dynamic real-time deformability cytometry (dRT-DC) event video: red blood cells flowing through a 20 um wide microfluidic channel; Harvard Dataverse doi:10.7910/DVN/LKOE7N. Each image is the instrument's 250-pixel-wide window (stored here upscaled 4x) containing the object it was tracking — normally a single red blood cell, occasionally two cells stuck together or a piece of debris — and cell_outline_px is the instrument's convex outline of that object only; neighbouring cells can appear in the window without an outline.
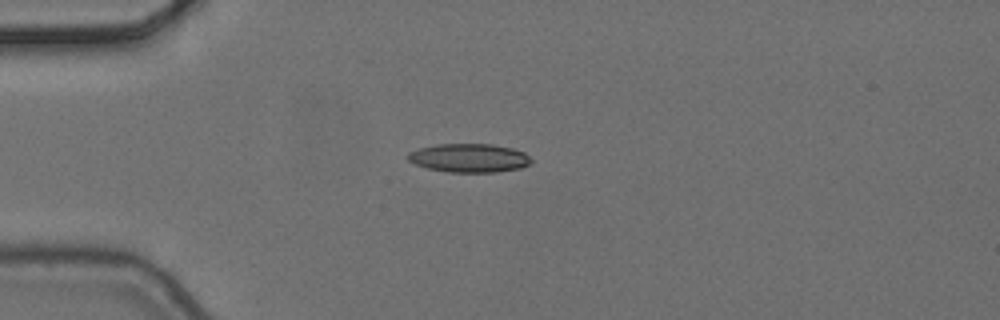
{"species": "common noctule bat (a hibernating species)", "species_latin": "Nyctalus noctula", "temperature_condition": "cold", "stored_images_in_passage": 7, "camera_frame_rate_fps": 3000, "um_per_image_px": 0.085, "animal": {"sex": "female", "body_mass_g": 24.6, "forearm_length_mm": 56.2}, "frame": {"image": 1, "passage_image": 3, "time_ms": 0.667, "image_size_px": [1000, 320], "cell_outline_px": [[532, 160], [528, 164], [520, 168], [496, 172], [448, 172], [428, 168], [416, 164], [408, 160], [408, 152], [420, 148], [436, 144], [492, 144], [512, 148], [524, 152]], "centroid_in_image_um": [39.88, 13.42], "position_along_channel_um": 45.1, "area_um2": 20.46}}
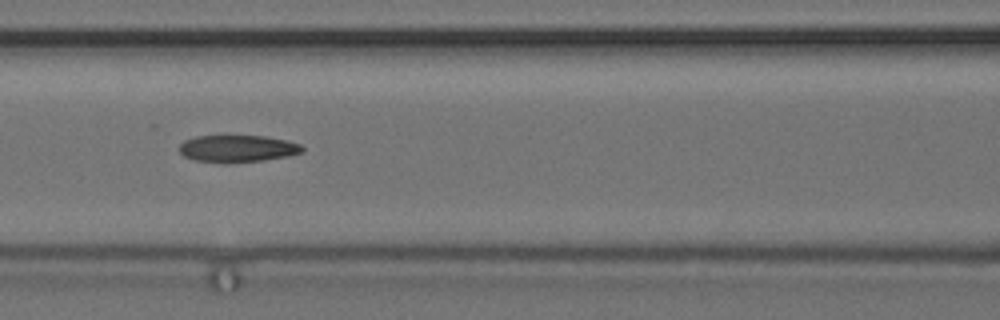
{"frame": {"image": 2, "passage_image": 6, "time_ms": 1.667, "image_size_px": [1000, 320], "cell_outline_px": [[304, 152], [288, 156], [264, 160], [228, 164], [224, 164], [196, 160], [184, 156], [180, 152], [180, 144], [184, 140], [196, 136], [264, 136], [288, 140], [300, 144], [304, 148]], "centroid_in_image_um": [20.21, 12.64], "position_along_channel_um": 146.4, "area_um2": 19.65}}
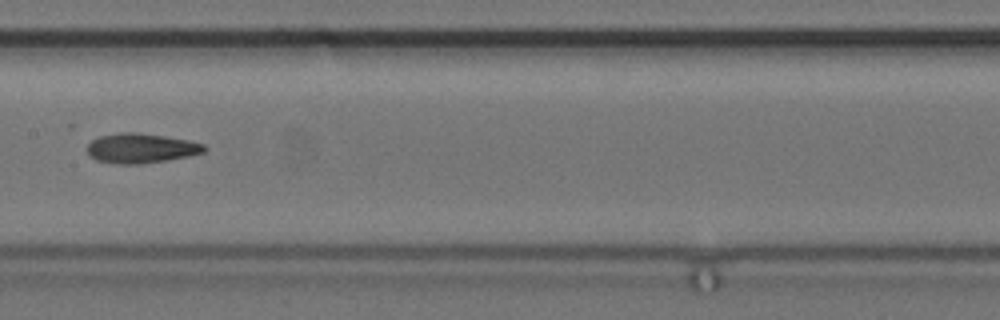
{"frame": {"image": 3, "passage_image": 7, "time_ms": 2.0, "image_size_px": [1000, 320], "cell_outline_px": [[208, 148], [204, 152], [188, 156], [168, 160], [140, 164], [116, 164], [96, 160], [88, 156], [88, 144], [92, 140], [100, 136], [120, 132], [136, 132], [164, 136], [188, 140], [204, 144]], "centroid_in_image_um": [11.98, 12.6], "position_along_channel_um": 195.4, "area_um2": 20.35}}